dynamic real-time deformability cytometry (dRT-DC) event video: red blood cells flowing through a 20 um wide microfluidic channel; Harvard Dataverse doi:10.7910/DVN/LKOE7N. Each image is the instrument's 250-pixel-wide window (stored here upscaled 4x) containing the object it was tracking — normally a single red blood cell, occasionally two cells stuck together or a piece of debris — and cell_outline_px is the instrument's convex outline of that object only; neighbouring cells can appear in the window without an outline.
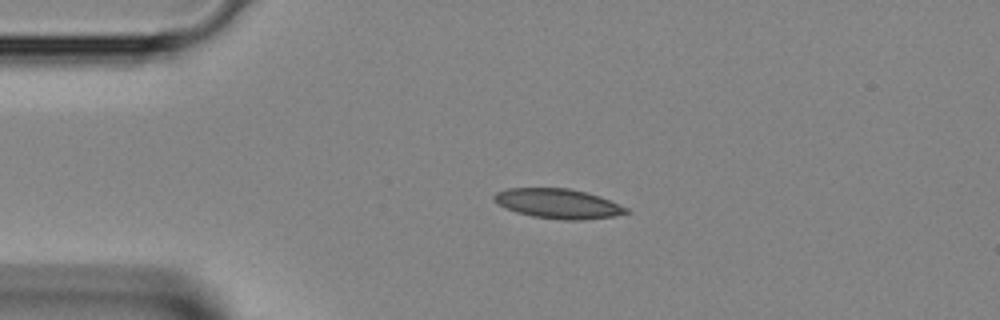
{"species": "Egyptian fruit bat (a non-hibernating species)", "species_latin": "Rousettus aegyptiacus", "temperature_condition": "room temperature", "stored_images_in_passage": 34, "camera_frame_rate_fps": 3000, "um_per_image_px": 0.085, "animal": {"sex": "female"}, "frame": {"image": 1, "passage_image": 1, "time_ms": 0.0, "image_size_px": [1000, 320], "cell_outline_px": [[632, 212], [616, 216], [580, 220], [560, 220], [532, 216], [516, 212], [504, 208], [492, 200], [492, 196], [496, 192], [508, 188], [568, 188], [600, 196], [628, 208]], "centroid_in_image_um": [47.42, 17.31], "position_along_channel_um": 37.6, "area_um2": 23.06}}
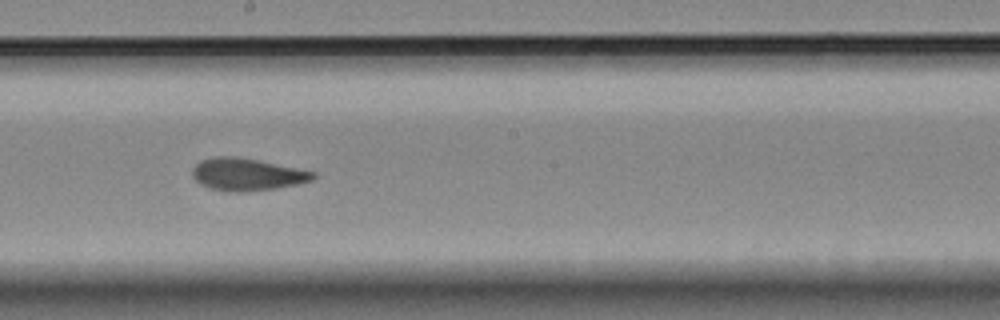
{"frame": {"image": 2, "passage_image": 15, "time_ms": 4.667, "image_size_px": [1000, 320], "cell_outline_px": [[316, 176], [312, 180], [296, 184], [276, 188], [244, 192], [228, 192], [212, 188], [200, 184], [192, 176], [192, 168], [200, 160], [216, 156], [236, 156], [316, 172]], "centroid_in_image_um": [20.96, 14.82], "position_along_channel_um": 227.2, "area_um2": 22.6}}
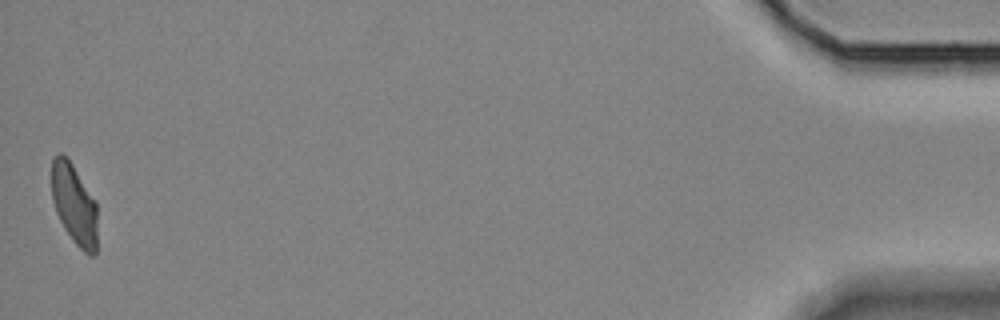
{"frame": {"image": 3, "passage_image": 34, "time_ms": 11.0, "image_size_px": [1000, 320], "cell_outline_px": [[96, 252], [92, 256], [88, 256], [72, 240], [64, 228], [56, 212], [52, 200], [52, 160], [60, 152], [72, 164], [96, 200]], "centroid_in_image_um": [6.31, 17.39], "position_along_channel_um": 428.9, "area_um2": 21.33}}